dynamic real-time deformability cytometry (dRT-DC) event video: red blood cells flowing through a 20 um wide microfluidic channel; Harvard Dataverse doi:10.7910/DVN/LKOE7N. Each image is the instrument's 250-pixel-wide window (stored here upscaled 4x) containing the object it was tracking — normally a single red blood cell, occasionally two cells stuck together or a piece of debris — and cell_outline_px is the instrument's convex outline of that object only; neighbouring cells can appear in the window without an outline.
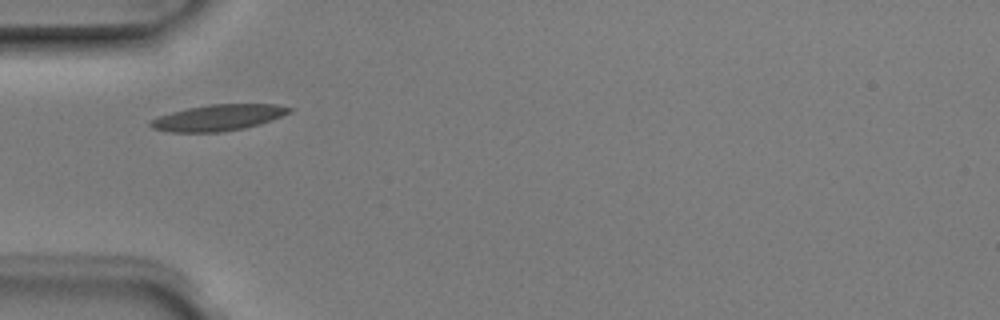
{"species": "Egyptian fruit bat (a non-hibernating species)", "species_latin": "Rousettus aegyptiacus", "temperature_condition": "room temperature", "stored_images_in_passage": 3, "camera_frame_rate_fps": 3000, "um_per_image_px": 0.085, "animal": {"sex": "male"}, "frame": {"image": 1, "passage_image": 1, "time_ms": 0.0, "image_size_px": [1000, 320], "cell_outline_px": [[292, 112], [272, 120], [260, 124], [244, 128], [220, 132], [168, 132], [152, 128], [148, 124], [148, 120], [172, 112], [188, 108], [208, 104], [276, 104], [292, 108]], "centroid_in_image_um": [18.54, 10.0], "position_along_channel_um": 66.5, "area_um2": 21.21}}
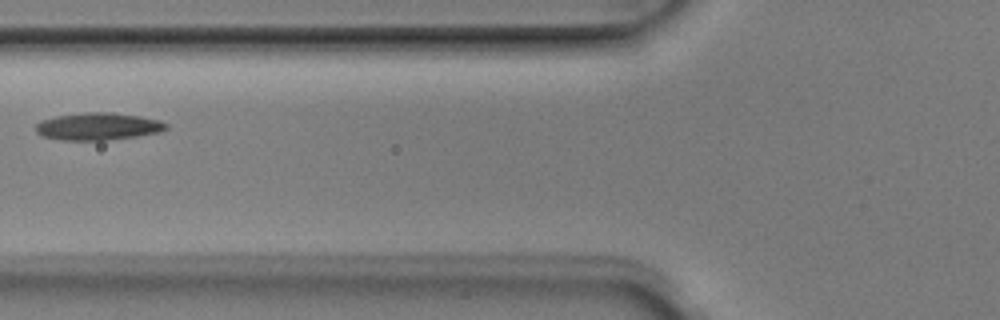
{"frame": {"image": 2, "passage_image": 2, "time_ms": 0.333, "image_size_px": [1000, 320], "cell_outline_px": [[168, 128], [160, 132], [136, 136], [108, 140], [60, 140], [44, 136], [36, 132], [36, 124], [44, 120], [56, 116], [84, 112], [112, 112], [140, 116], [160, 120], [168, 124]], "centroid_in_image_um": [8.37, 10.74], "position_along_channel_um": 117.4, "area_um2": 20.75}}
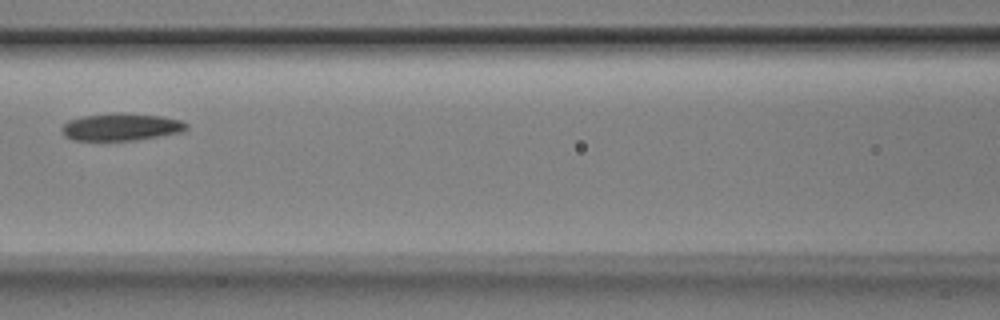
{"frame": {"image": 3, "passage_image": 3, "time_ms": 0.667, "image_size_px": [1000, 320], "cell_outline_px": [[188, 128], [184, 132], [136, 140], [72, 140], [64, 136], [60, 132], [60, 128], [68, 120], [80, 116], [116, 112], [124, 112], [160, 116], [180, 120], [188, 124]], "centroid_in_image_um": [10.27, 10.78], "position_along_channel_um": 156.3, "area_um2": 20.23}}